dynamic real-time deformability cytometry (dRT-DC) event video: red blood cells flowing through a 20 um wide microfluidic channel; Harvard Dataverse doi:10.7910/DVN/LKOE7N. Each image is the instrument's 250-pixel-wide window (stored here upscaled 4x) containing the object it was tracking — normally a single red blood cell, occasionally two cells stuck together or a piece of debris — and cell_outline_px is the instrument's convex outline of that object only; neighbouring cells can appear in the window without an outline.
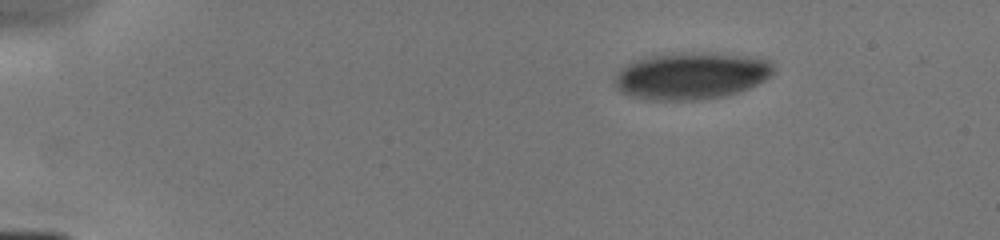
{"species": "human", "species_latin": "Homo sapiens", "temperature_condition": "cold", "stored_images_in_passage": 4, "camera_frame_rate_fps": 3000, "um_per_image_px": 0.085, "donor": {"sex": "male"}, "frame": {"image": 1, "passage_image": 1, "time_ms": 0.0, "image_size_px": [1000, 240], "cell_outline_px": [[776, 72], [772, 76], [748, 88], [724, 96], [696, 100], [644, 100], [632, 96], [616, 88], [612, 84], [616, 72], [620, 68], [632, 60], [644, 56], [680, 52], [708, 52], [744, 56], [772, 60]], "centroid_in_image_um": [58.72, 6.42], "position_along_channel_um": 26.3, "area_um2": 44.22}}